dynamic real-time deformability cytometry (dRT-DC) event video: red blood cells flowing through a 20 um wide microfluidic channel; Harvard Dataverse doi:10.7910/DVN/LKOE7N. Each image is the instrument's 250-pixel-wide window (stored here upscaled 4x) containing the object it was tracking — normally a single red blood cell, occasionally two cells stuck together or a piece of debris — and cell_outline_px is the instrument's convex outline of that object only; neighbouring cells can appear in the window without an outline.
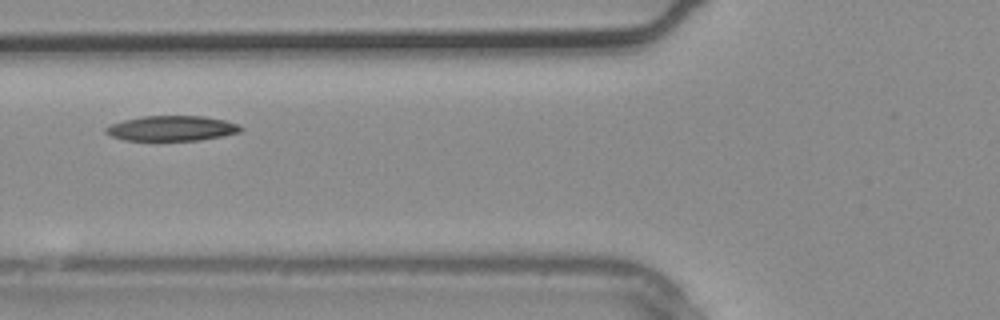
{"species": "common noctule bat (a hibernating species)", "species_latin": "Nyctalus noctula", "temperature_condition": "warm", "stored_images_in_passage": 3, "camera_frame_rate_fps": 3000, "um_per_image_px": 0.085, "animal": {"sex": "male", "body_mass_g": 20.4}, "frame": {"image": 1, "passage_image": 3, "time_ms": 0.667, "image_size_px": [1000, 320], "cell_outline_px": [[244, 128], [240, 132], [200, 140], [124, 140], [112, 136], [104, 132], [104, 128], [112, 124], [124, 120], [144, 116], [204, 116], [224, 120], [240, 124]], "centroid_in_image_um": [14.62, 10.9], "position_along_channel_um": 111.2, "area_um2": 19.65}}